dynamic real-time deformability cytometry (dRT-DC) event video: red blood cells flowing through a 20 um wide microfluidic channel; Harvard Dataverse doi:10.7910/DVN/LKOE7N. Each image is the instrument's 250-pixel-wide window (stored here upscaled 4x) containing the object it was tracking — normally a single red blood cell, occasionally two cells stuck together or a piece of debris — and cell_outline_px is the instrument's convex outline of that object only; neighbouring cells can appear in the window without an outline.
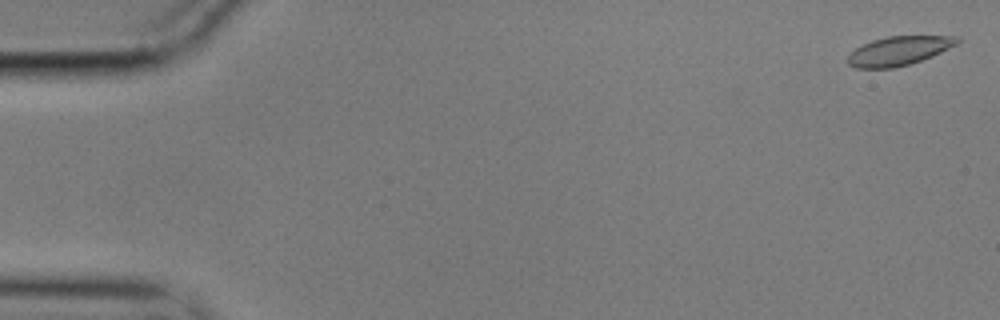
{"species": "common noctule bat (a hibernating species)", "species_latin": "Nyctalus noctula", "temperature_condition": "cold", "stored_images_in_passage": 58, "camera_frame_rate_fps": 3000, "um_per_image_px": 0.085, "animal": {"sex": "male", "body_mass_g": 17.9}, "frame": {"image": 1, "passage_image": 2, "time_ms": 0.333, "image_size_px": [1000, 320], "cell_outline_px": [[960, 40], [956, 44], [932, 56], [908, 64], [892, 68], [856, 68], [848, 64], [848, 56], [856, 48], [872, 40], [888, 36], [960, 36]], "centroid_in_image_um": [76.39, 4.31], "position_along_channel_um": 8.6, "area_um2": 18.21}}
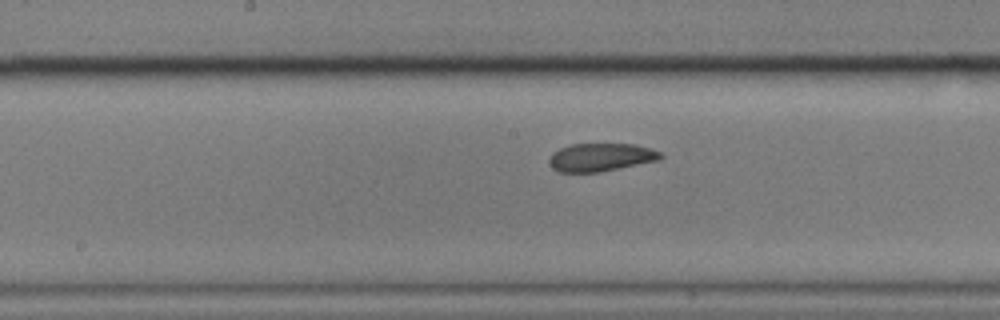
{"frame": {"image": 2, "passage_image": 30, "time_ms": 9.667, "image_size_px": [1000, 320], "cell_outline_px": [[664, 156], [660, 160], [600, 172], [556, 172], [548, 164], [548, 160], [552, 152], [560, 148], [572, 144], [636, 144], [652, 148], [660, 152]], "centroid_in_image_um": [51.06, 13.37], "position_along_channel_um": 197.1, "area_um2": 18.5}}
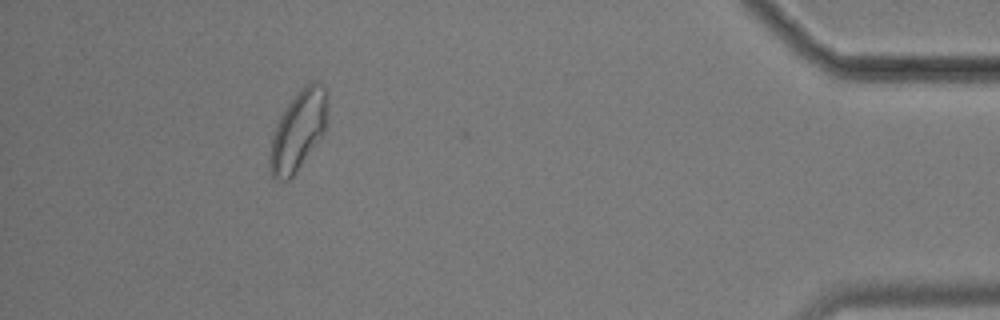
{"frame": {"image": 3, "passage_image": 53, "time_ms": 17.333, "image_size_px": [1000, 320], "cell_outline_px": [[328, 104], [324, 132], [296, 172], [288, 180], [276, 180], [272, 176], [268, 168], [268, 164], [272, 136], [276, 124], [280, 116], [296, 92], [304, 84], [312, 80], [316, 80], [328, 92]], "centroid_in_image_um": [25.34, 11.07], "position_along_channel_um": 409.9, "area_um2": 26.88}, "authors_computed_cell_mechanics": {"area_um2": 19.363, "velocity_mm_per_s": 3.4938, "shape_relaxation_time_tau1_ms": null, "shape_relaxation_time_tau2_ms": 4.0314, "deformation_change_tau1": null, "deformation_change_tau2": 0.0607}}